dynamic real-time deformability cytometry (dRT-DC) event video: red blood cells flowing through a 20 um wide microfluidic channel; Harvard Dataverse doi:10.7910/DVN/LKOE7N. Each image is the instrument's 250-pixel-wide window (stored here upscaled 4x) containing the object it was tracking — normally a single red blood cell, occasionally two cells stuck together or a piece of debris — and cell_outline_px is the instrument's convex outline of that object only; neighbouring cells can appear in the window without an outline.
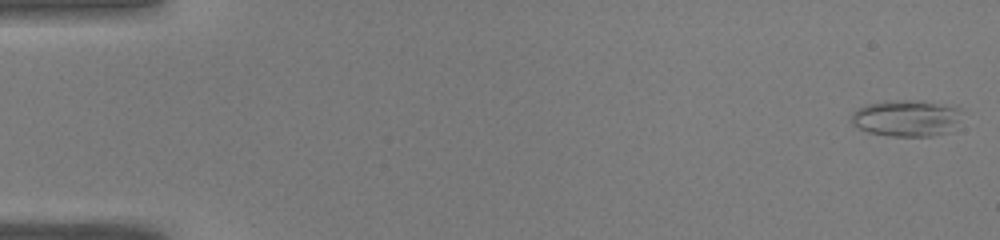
{"species": "common noctule bat (a hibernating species)", "species_latin": "Nyctalus noctula", "temperature_condition": "warm", "stored_images_in_passage": 46, "camera_frame_rate_fps": 3000, "um_per_image_px": 0.085, "animal": {"sex": "male", "body_mass_g": 19.0, "forearm_length_mm": 50.8}, "frame": {"image": 1, "passage_image": 1, "time_ms": 0.0, "image_size_px": [1000, 240], "cell_outline_px": [[960, 112], [956, 120], [948, 132], [932, 136], [888, 136], [868, 132], [856, 128], [852, 124], [852, 112], [856, 108], [868, 104], [884, 100], [908, 100], [956, 104], [960, 108]], "centroid_in_image_um": [76.99, 10.02], "position_along_channel_um": 8.0, "area_um2": 23.7}}
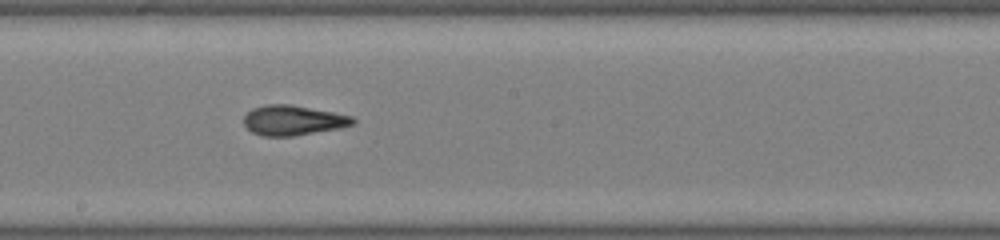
{"frame": {"image": 2, "passage_image": 28, "time_ms": 9.0, "image_size_px": [1000, 240], "cell_outline_px": [[356, 124], [340, 128], [292, 136], [260, 136], [252, 132], [244, 124], [244, 116], [252, 108], [264, 104], [288, 104], [332, 112], [352, 116], [356, 120]], "centroid_in_image_um": [24.9, 10.23], "position_along_channel_um": 223.3, "area_um2": 19.02}}
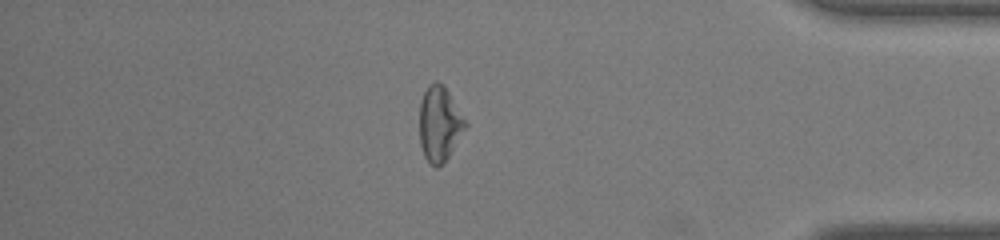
{"frame": {"image": 3, "passage_image": 43, "time_ms": 14.0, "image_size_px": [1000, 240], "cell_outline_px": [[468, 124], [444, 164], [436, 168], [424, 156], [420, 144], [420, 100], [428, 84], [436, 80], [444, 84]], "centroid_in_image_um": [37.36, 10.51], "position_along_channel_um": 397.8, "area_um2": 20.11}}